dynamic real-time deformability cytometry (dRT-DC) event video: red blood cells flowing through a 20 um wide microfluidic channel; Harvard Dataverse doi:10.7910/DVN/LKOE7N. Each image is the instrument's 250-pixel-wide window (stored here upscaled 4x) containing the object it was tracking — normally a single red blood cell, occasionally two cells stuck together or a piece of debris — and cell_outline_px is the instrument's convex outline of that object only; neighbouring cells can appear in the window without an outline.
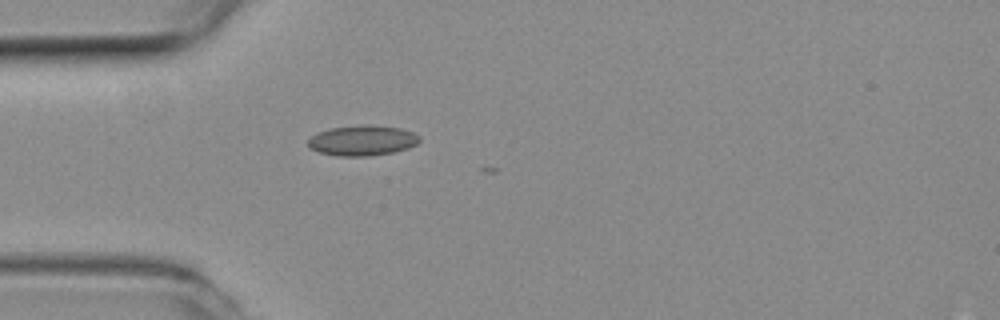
{"species": "common noctule bat (a hibernating species)", "species_latin": "Nyctalus noctula", "temperature_condition": "room temperature", "stored_images_in_passage": 3, "camera_frame_rate_fps": 3000, "um_per_image_px": 0.085, "animal": {"sex": "female", "body_mass_g": 19.3, "forearm_length_mm": 54.1}, "frame": {"image": 1, "passage_image": 1, "time_ms": 0.0, "image_size_px": [1000, 320], "cell_outline_px": [[420, 140], [416, 144], [408, 148], [392, 152], [372, 156], [340, 156], [320, 152], [308, 148], [308, 140], [312, 136], [328, 128], [364, 124], [372, 124], [400, 128], [412, 132], [420, 136]], "centroid_in_image_um": [30.81, 11.93], "position_along_channel_um": 54.2, "area_um2": 19.77}}